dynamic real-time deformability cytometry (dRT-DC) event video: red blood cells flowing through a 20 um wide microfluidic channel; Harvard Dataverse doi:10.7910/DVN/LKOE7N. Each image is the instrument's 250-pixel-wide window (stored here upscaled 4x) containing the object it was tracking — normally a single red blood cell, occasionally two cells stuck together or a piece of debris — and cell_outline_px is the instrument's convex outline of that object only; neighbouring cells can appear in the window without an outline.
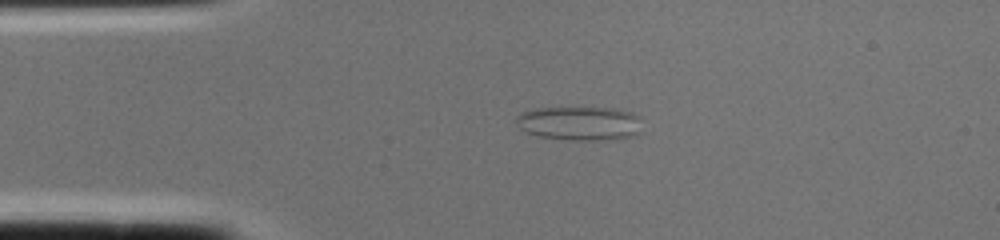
{"species": "common noctule bat (a hibernating species)", "species_latin": "Nyctalus noctula", "temperature_condition": "cold", "stored_images_in_passage": 1, "camera_frame_rate_fps": 3000, "um_per_image_px": 0.085, "animal": {"sex": "female", "body_mass_g": 22.0, "forearm_length_mm": 56.7}, "frame": {"image": 1, "passage_image": 1, "time_ms": 0.0, "image_size_px": [1000, 240], "cell_outline_px": [[640, 132], [632, 136], [616, 140], [564, 140], [536, 136], [524, 132], [520, 128], [516, 120], [516, 116], [524, 112], [536, 108], [612, 108], [632, 112], [640, 116]], "centroid_in_image_um": [49.28, 10.5], "position_along_channel_um": 35.7, "area_um2": 25.26}}